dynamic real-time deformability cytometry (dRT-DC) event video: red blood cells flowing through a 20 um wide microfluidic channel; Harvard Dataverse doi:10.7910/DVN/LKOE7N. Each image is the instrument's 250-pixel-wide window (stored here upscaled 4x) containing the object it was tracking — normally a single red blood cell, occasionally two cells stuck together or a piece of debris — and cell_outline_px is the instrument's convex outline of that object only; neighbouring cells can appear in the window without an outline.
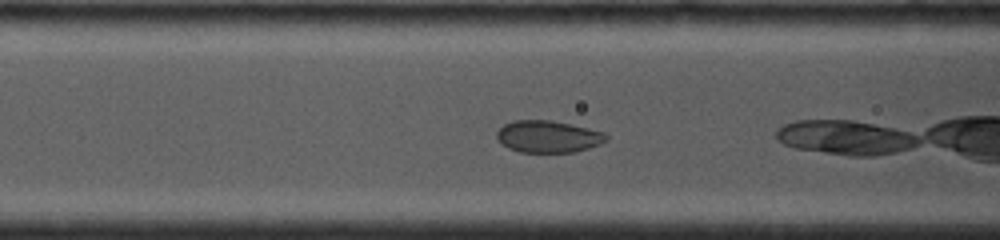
{"species": "common noctule bat (a hibernating species)", "species_latin": "Nyctalus noctula", "temperature_condition": "cold", "stored_images_in_passage": 61, "camera_frame_rate_fps": 4000, "um_per_image_px": 0.085, "animal": {"sex": "female", "body_mass_g": 19.0, "forearm_length_mm": 53.3}, "frame": {"image": 1, "passage_image": 10, "time_ms": 1.5, "image_size_px": [1000, 240], "cell_outline_px": [[608, 140], [600, 144], [576, 152], [520, 152], [508, 148], [500, 144], [496, 140], [496, 132], [504, 124], [512, 120], [552, 120], [588, 128], [604, 132], [608, 136]], "centroid_in_image_um": [46.56, 11.61], "position_along_channel_um": 120.0, "area_um2": 20.63}}
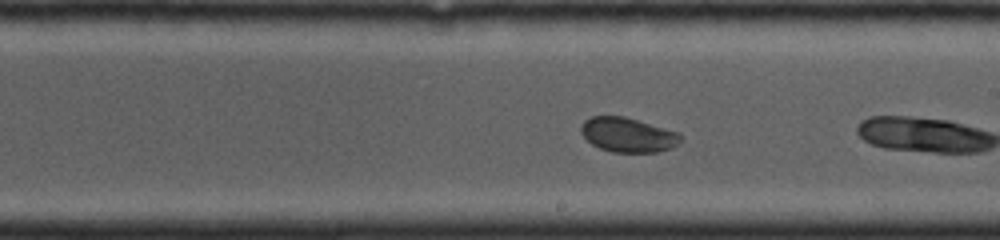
{"frame": {"image": 2, "passage_image": 26, "time_ms": 4.25, "image_size_px": [1000, 240], "cell_outline_px": [[684, 140], [672, 148], [656, 152], [612, 152], [600, 148], [592, 144], [580, 132], [580, 124], [584, 120], [592, 116], [624, 116], [680, 132]], "centroid_in_image_um": [53.4, 11.46], "position_along_channel_um": 235.6, "area_um2": 20.29}}